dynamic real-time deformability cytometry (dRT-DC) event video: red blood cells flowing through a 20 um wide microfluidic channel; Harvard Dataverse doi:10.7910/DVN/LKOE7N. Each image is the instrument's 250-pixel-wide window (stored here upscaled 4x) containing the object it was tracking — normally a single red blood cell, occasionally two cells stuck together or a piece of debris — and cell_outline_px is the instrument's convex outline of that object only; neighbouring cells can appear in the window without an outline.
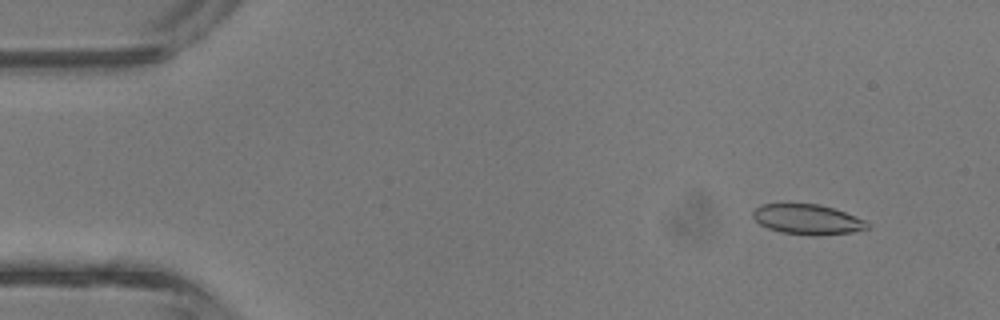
{"species": "common noctule bat (a hibernating species)", "species_latin": "Nyctalus noctula", "temperature_condition": "room temperature", "stored_images_in_passage": 43, "camera_frame_rate_fps": 3000, "um_per_image_px": 0.085, "animal": {"sex": "male", "body_mass_g": 13.3}, "frame": {"image": 1, "passage_image": 4, "time_ms": 1.0, "image_size_px": [1000, 320], "cell_outline_px": [[868, 228], [852, 232], [816, 236], [812, 236], [780, 232], [768, 228], [760, 224], [752, 216], [752, 212], [760, 204], [820, 204], [844, 212], [864, 220], [868, 224]], "centroid_in_image_um": [68.6, 18.65], "position_along_channel_um": 16.4, "area_um2": 19.94}}
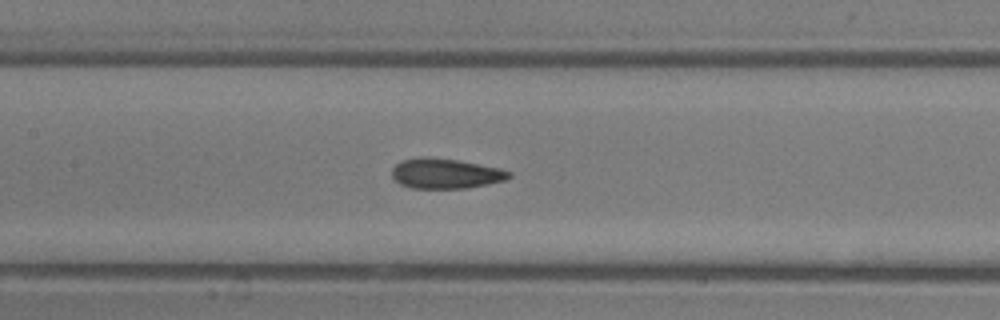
{"frame": {"image": 2, "passage_image": 20, "time_ms": 6.333, "image_size_px": [1000, 320], "cell_outline_px": [[512, 176], [504, 180], [488, 184], [468, 188], [412, 188], [400, 184], [392, 176], [392, 168], [400, 160], [424, 156], [432, 156], [456, 160], [500, 168], [512, 172]], "centroid_in_image_um": [37.86, 14.74], "position_along_channel_um": 169.5, "area_um2": 20.63}}
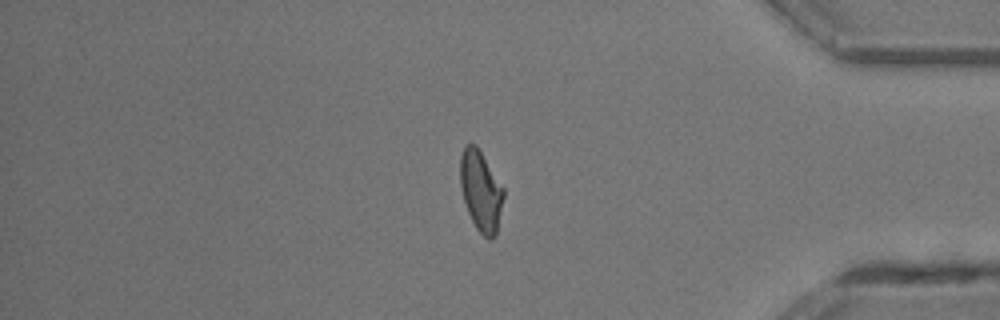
{"frame": {"image": 3, "passage_image": 36, "time_ms": 11.667, "image_size_px": [1000, 320], "cell_outline_px": [[504, 196], [496, 236], [492, 240], [488, 240], [476, 228], [468, 212], [464, 200], [460, 184], [460, 156], [464, 144], [476, 144], [504, 188]], "centroid_in_image_um": [40.87, 16.23], "position_along_channel_um": 394.3, "area_um2": 20.4}, "authors_computed_cell_mechanics": {"area_um2": 20.4034, "velocity_mm_per_s": 4.8041, "shape_relaxation_time_tau1_ms": 9.3404, "shape_relaxation_time_tau2_ms": 1.114, "deformation_change_tau1": 0.239, "deformation_change_tau2": 0.0816}}